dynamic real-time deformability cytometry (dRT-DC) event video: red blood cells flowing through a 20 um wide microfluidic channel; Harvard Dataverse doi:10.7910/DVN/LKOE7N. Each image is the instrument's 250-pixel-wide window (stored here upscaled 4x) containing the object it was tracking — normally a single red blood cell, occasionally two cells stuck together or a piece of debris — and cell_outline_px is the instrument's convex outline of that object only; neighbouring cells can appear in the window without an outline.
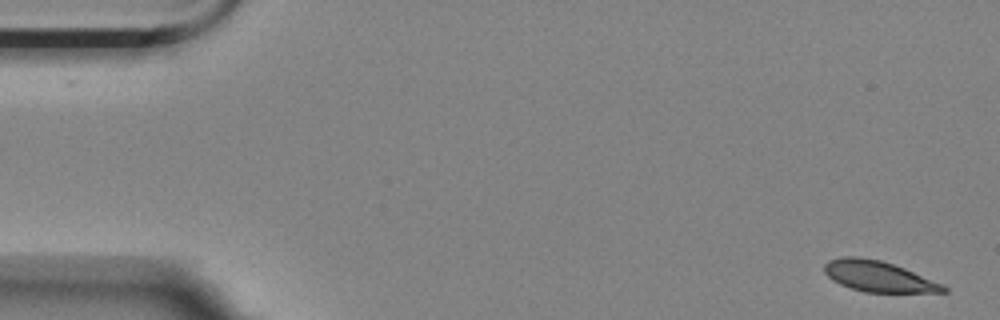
{"species": "Egyptian fruit bat (a non-hibernating species)", "species_latin": "Rousettus aegyptiacus", "temperature_condition": "room temperature", "stored_images_in_passage": 12, "camera_frame_rate_fps": 3000, "um_per_image_px": 0.085, "animal": {"sex": "female"}, "frame": {"image": 1, "passage_image": 1, "time_ms": 0.0, "image_size_px": [1000, 320], "cell_outline_px": [[948, 292], [864, 292], [840, 284], [832, 280], [824, 272], [824, 264], [828, 260], [844, 256], [860, 256], [880, 260], [904, 268], [944, 284], [948, 288]], "centroid_in_image_um": [74.66, 23.48], "position_along_channel_um": 10.3, "area_um2": 21.33}}